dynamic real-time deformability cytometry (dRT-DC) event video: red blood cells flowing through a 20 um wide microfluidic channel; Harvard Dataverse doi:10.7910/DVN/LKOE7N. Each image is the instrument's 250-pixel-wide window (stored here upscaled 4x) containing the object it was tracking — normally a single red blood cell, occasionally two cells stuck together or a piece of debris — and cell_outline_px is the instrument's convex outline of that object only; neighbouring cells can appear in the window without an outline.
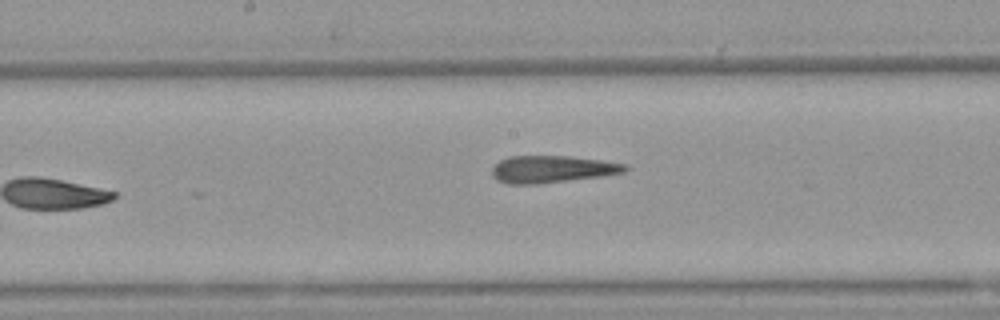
{"species": "Egyptian fruit bat (a non-hibernating species)", "species_latin": "Rousettus aegyptiacus", "temperature_condition": "warm", "stored_images_in_passage": 9, "camera_frame_rate_fps": 3000, "um_per_image_px": 0.085, "animal": {"sex": "female"}, "frame": {"image": 1, "passage_image": 8, "time_ms": 2.333, "image_size_px": [1000, 320], "cell_outline_px": [[632, 168], [624, 172], [600, 176], [540, 184], [508, 184], [496, 180], [492, 176], [492, 168], [500, 160], [508, 156], [572, 156], [628, 164]], "centroid_in_image_um": [46.93, 14.38], "position_along_channel_um": 201.3, "area_um2": 21.21}}
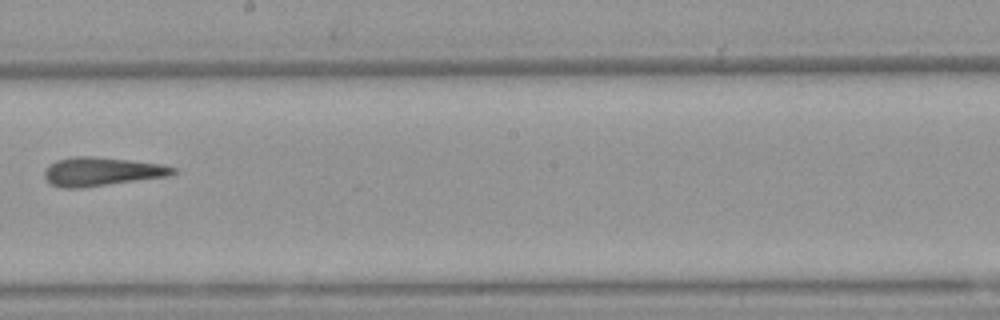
{"frame": {"image": 2, "passage_image": 9, "time_ms": 2.667, "image_size_px": [1000, 320], "cell_outline_px": [[176, 172], [168, 176], [80, 188], [60, 188], [52, 184], [44, 176], [44, 172], [48, 164], [56, 160], [72, 156], [92, 156], [128, 160], [160, 164], [176, 168]], "centroid_in_image_um": [8.59, 14.58], "position_along_channel_um": 239.6, "area_um2": 21.33}}